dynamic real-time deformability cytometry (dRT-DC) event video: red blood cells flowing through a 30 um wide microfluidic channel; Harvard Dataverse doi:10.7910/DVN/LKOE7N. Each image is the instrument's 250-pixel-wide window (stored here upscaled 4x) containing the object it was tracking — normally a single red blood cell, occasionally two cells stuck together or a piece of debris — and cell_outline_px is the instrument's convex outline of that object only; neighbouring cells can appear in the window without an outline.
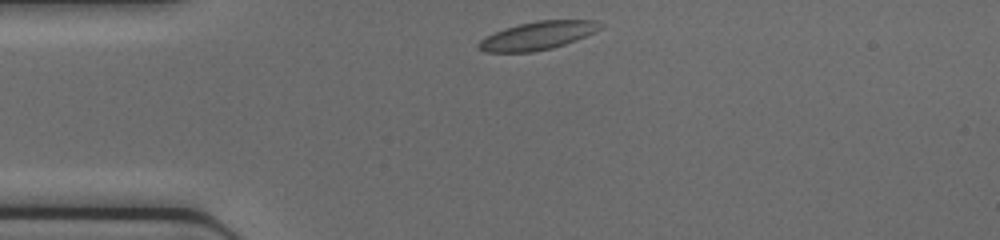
{"species": "common noctule bat (a hibernating species)", "species_latin": "Nyctalus noctula", "temperature_condition": "cold", "stored_images_in_passage": 36, "camera_frame_rate_fps": 3000, "um_per_image_px": 0.085, "animal": {"sex": "female", "body_mass_g": 17.0, "forearm_length_mm": 48.0}, "frame": {"image": 1, "passage_image": 1, "time_ms": 0.0, "image_size_px": [1000, 240], "cell_outline_px": [[604, 24], [596, 32], [576, 40], [552, 48], [532, 52], [484, 52], [476, 48], [476, 44], [480, 40], [504, 28], [536, 20], [596, 20]], "centroid_in_image_um": [45.71, 3.03], "position_along_channel_um": 39.3, "area_um2": 20.0}}
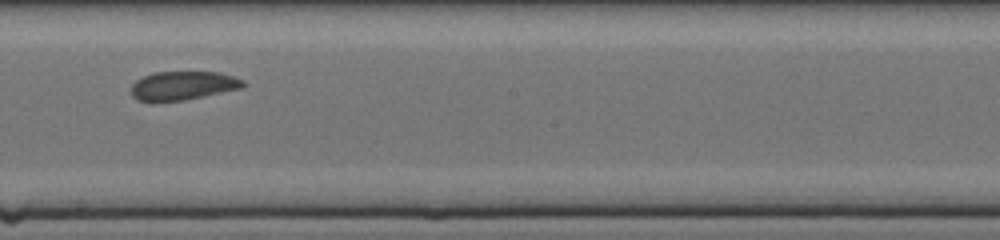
{"frame": {"image": 2, "passage_image": 16, "time_ms": 5.0, "image_size_px": [1000, 240], "cell_outline_px": [[248, 84], [244, 88], [184, 100], [136, 100], [132, 96], [132, 84], [136, 80], [152, 72], [220, 72], [244, 80]], "centroid_in_image_um": [15.62, 7.26], "position_along_channel_um": 232.6, "area_um2": 18.67}}
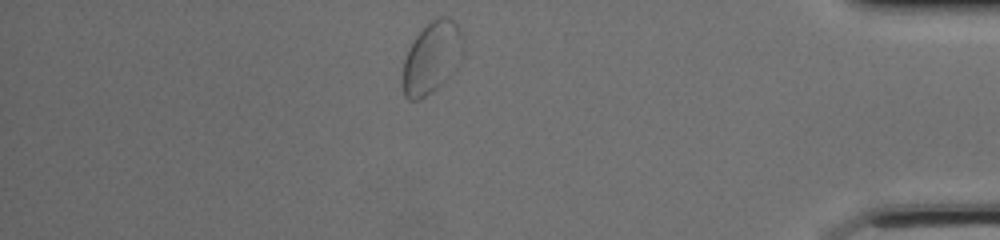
{"frame": {"image": 3, "passage_image": 30, "time_ms": 9.667, "image_size_px": [1000, 240], "cell_outline_px": [[460, 64], [436, 88], [420, 100], [408, 100], [404, 96], [400, 84], [400, 80], [404, 60], [416, 36], [432, 20], [440, 16], [448, 16], [456, 24], [460, 32]], "centroid_in_image_um": [36.63, 4.96], "position_along_channel_um": 398.6, "area_um2": 24.8}}